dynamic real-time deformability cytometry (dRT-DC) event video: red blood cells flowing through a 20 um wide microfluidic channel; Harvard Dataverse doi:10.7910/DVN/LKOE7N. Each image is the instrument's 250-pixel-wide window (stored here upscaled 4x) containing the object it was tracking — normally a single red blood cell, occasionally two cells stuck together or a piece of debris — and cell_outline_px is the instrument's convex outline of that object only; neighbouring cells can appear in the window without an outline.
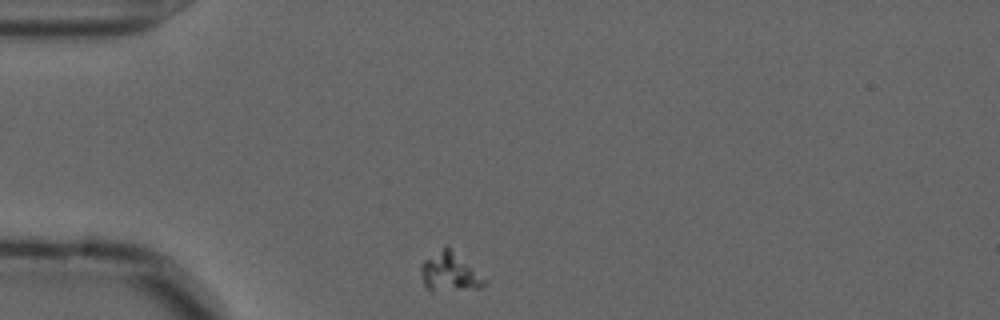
{"species": "common noctule bat (a hibernating species)", "species_latin": "Nyctalus noctula", "temperature_condition": "cold", "stored_images_in_passage": 46, "camera_frame_rate_fps": 3000, "um_per_image_px": 0.085, "animal": {"sex": "male", "forearm_length_mm": 52.5}, "frame": {"image": 1, "passage_image": 1, "time_ms": 0.0, "image_size_px": [1000, 320], "cell_outline_px": [[488, 280], [480, 288], [432, 292], [424, 284], [420, 272], [420, 264], [424, 260], [448, 244]], "centroid_in_image_um": [38.23, 23.13], "position_along_channel_um": 46.8, "area_um2": 14.68}}
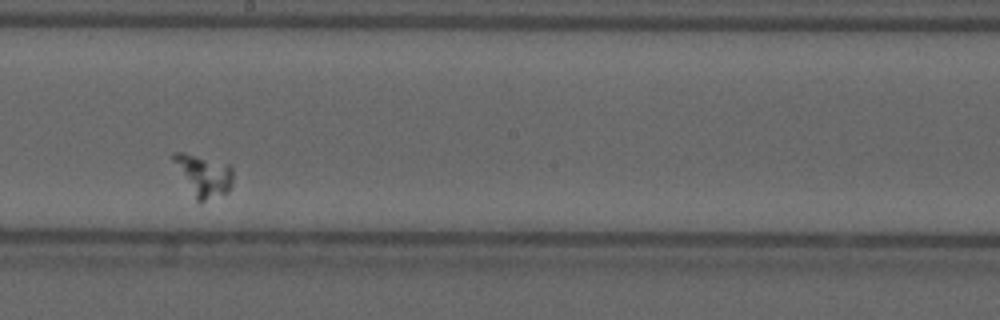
{"frame": {"image": 2, "passage_image": 20, "time_ms": 6.333, "image_size_px": [1000, 320], "cell_outline_px": [[232, 188], [228, 192], [204, 200], [196, 200], [172, 160], [172, 152], [184, 152], [228, 164], [232, 168]], "centroid_in_image_um": [17.31, 14.89], "position_along_channel_um": 230.9, "area_um2": 14.05}}
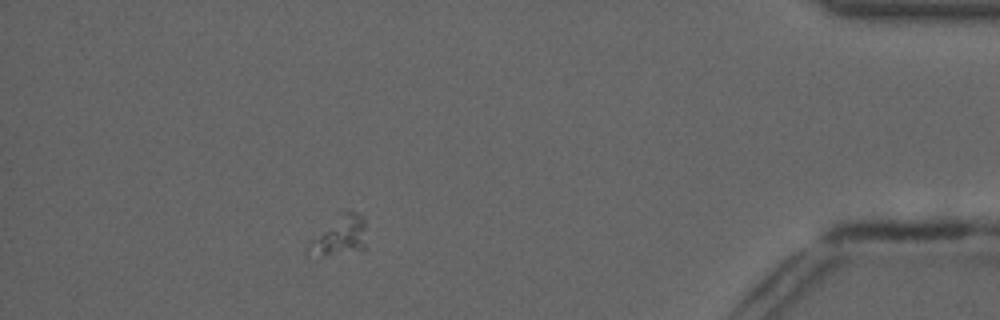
{"frame": {"image": 3, "passage_image": 40, "time_ms": 13.0, "image_size_px": [1000, 320], "cell_outline_px": [[364, 252], [324, 252], [308, 248], [312, 240], [344, 212], [356, 212], [364, 220]], "centroid_in_image_um": [29.05, 20.0], "position_along_channel_um": 406.1, "area_um2": 11.56}}